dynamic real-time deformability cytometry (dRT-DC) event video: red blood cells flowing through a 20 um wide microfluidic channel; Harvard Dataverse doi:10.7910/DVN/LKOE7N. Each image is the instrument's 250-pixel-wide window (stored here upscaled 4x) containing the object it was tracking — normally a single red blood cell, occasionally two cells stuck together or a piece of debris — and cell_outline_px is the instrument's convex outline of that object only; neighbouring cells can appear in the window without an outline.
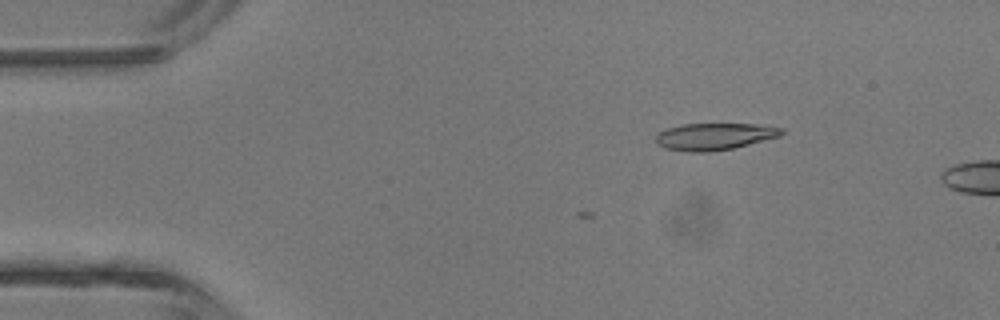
{"species": "common noctule bat (a hibernating species)", "species_latin": "Nyctalus noctula", "temperature_condition": "room temperature", "stored_images_in_passage": 2, "camera_frame_rate_fps": 3000, "um_per_image_px": 0.085, "animal": {"sex": "male", "body_mass_g": 13.3}, "frame": {"image": 1, "passage_image": 1, "time_ms": 0.0, "image_size_px": [1000, 320], "cell_outline_px": [[784, 132], [780, 136], [732, 148], [708, 152], [688, 152], [664, 148], [656, 144], [656, 136], [660, 132], [668, 128], [680, 124], [756, 124], [784, 128]], "centroid_in_image_um": [60.71, 11.6], "position_along_channel_um": 24.3, "area_um2": 19.65}}